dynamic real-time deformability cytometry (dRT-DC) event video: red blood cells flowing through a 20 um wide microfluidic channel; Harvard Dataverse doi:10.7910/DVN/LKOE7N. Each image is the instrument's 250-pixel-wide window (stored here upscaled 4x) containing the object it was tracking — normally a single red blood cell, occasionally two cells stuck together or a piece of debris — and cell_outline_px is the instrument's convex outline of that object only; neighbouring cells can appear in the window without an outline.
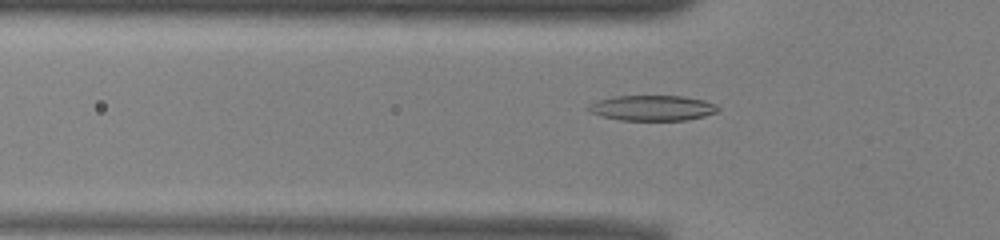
{"species": "common noctule bat (a hibernating species)", "species_latin": "Nyctalus noctula", "temperature_condition": "warm", "stored_images_in_passage": 38, "camera_frame_rate_fps": 3000, "um_per_image_px": 0.085, "animal": {"sex": "male", "body_mass_g": 13.0, "forearm_length_mm": 53.1}, "frame": {"image": 1, "passage_image": 3, "time_ms": 0.667, "image_size_px": [1000, 240], "cell_outline_px": [[720, 108], [716, 112], [704, 116], [688, 120], [620, 120], [600, 116], [588, 112], [584, 108], [600, 100], [612, 96], [684, 96], [704, 100], [716, 104]], "centroid_in_image_um": [55.44, 9.18], "position_along_channel_um": 70.4, "area_um2": 19.25}}
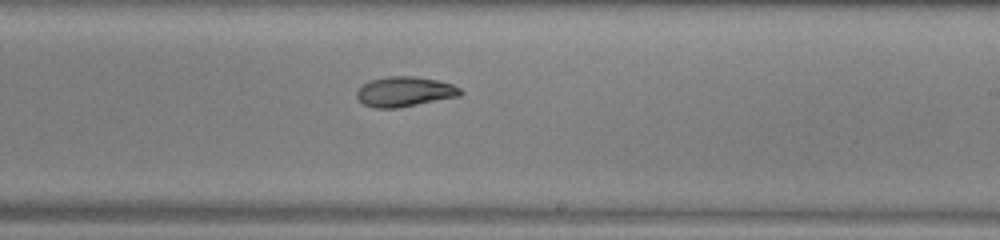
{"frame": {"image": 2, "passage_image": 17, "time_ms": 5.333, "image_size_px": [1000, 240], "cell_outline_px": [[464, 92], [460, 96], [396, 108], [376, 108], [364, 104], [356, 96], [356, 92], [364, 84], [372, 80], [388, 76], [416, 76], [440, 80], [452, 84], [460, 88]], "centroid_in_image_um": [34.44, 7.78], "position_along_channel_um": 254.6, "area_um2": 18.03}}
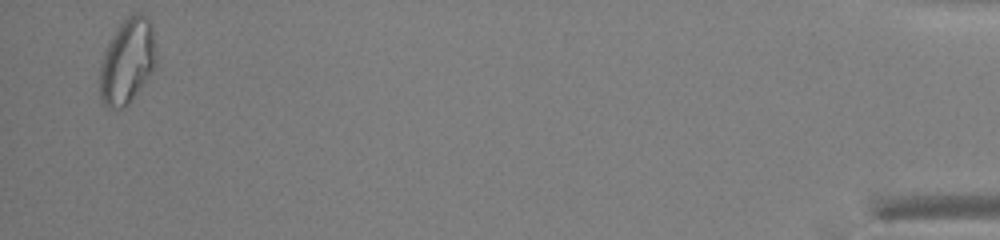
{"frame": {"image": 3, "passage_image": 37, "time_ms": 12.0, "image_size_px": [1000, 240], "cell_outline_px": [[156, 68], [132, 100], [128, 104], [120, 108], [108, 108], [100, 100], [100, 64], [104, 48], [120, 24], [128, 16], [136, 12], [140, 12], [148, 16], [152, 24], [156, 48]], "centroid_in_image_um": [10.84, 5.19], "position_along_channel_um": 424.4, "area_um2": 28.5}, "authors_computed_cell_mechanics": {"area_um2": 18.9873, "velocity_mm_per_s": 3.9489, "shape_relaxation_time_tau1_ms": 9.7134, "shape_relaxation_time_tau2_ms": 6.3948, "deformation_change_tau1": 0.2397, "deformation_change_tau2": 0.1278}}